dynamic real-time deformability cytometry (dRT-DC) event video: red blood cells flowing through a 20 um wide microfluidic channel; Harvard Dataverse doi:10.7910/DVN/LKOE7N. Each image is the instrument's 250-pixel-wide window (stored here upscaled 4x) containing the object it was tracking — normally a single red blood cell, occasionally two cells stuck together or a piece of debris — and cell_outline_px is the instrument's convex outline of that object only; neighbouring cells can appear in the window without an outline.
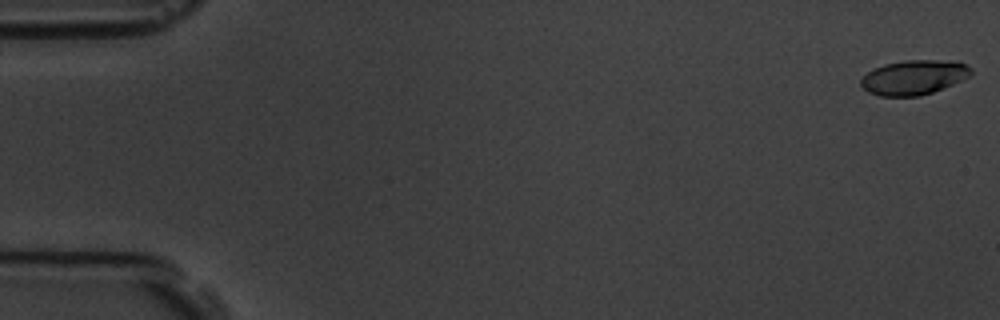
{"species": "common noctule bat (a hibernating species)", "species_latin": "Nyctalus noctula", "temperature_condition": "room temperature", "stored_images_in_passage": 5, "camera_frame_rate_fps": 3000, "um_per_image_px": 0.085, "animal": {"sex": "male", "body_mass_g": 19.5, "forearm_length_mm": 54.6}, "frame": {"image": 1, "passage_image": 1, "time_ms": 0.0, "image_size_px": [1000, 320], "cell_outline_px": [[972, 72], [968, 76], [952, 84], [932, 92], [920, 96], [880, 96], [868, 92], [860, 84], [860, 80], [872, 68], [884, 64], [904, 60], [956, 60], [972, 68]], "centroid_in_image_um": [77.66, 6.56], "position_along_channel_um": 7.3, "area_um2": 22.2}}
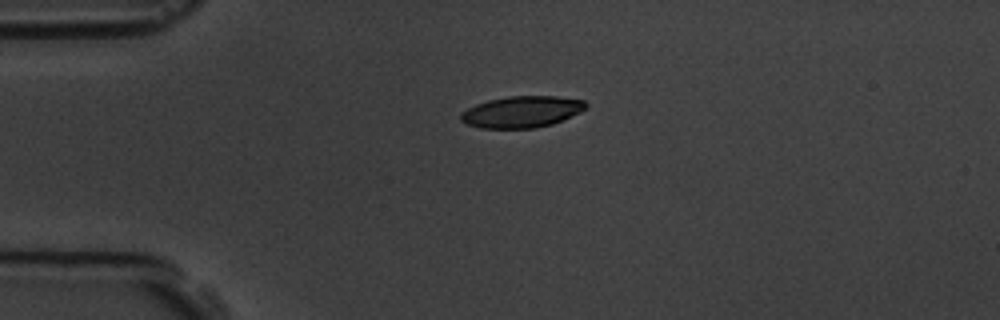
{"frame": {"image": 2, "passage_image": 4, "time_ms": 4.333, "image_size_px": [1000, 320], "cell_outline_px": [[588, 104], [580, 112], [552, 124], [536, 128], [480, 128], [468, 124], [460, 120], [460, 112], [476, 104], [488, 100], [508, 96], [556, 96], [584, 100]], "centroid_in_image_um": [44.33, 9.5], "position_along_channel_um": 40.7, "area_um2": 22.89}}